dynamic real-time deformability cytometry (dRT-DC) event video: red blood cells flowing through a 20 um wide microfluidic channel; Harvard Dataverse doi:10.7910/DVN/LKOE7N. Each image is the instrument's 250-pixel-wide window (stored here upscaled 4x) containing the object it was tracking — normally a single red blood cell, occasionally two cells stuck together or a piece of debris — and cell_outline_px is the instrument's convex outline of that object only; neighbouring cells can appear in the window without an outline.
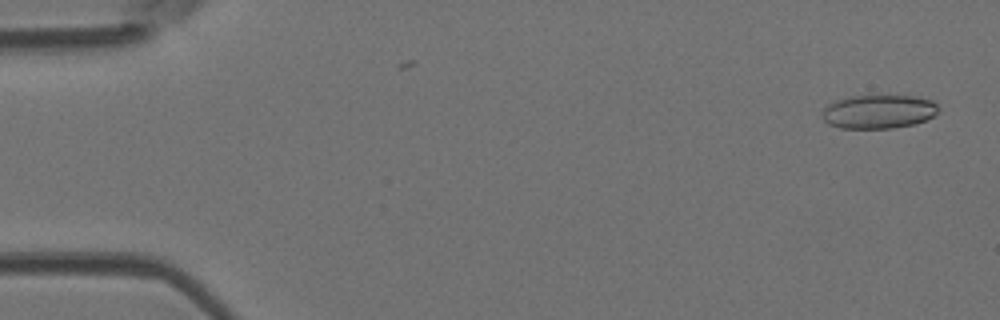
{"species": "Egyptian fruit bat (a non-hibernating species)", "species_latin": "Rousettus aegyptiacus", "temperature_condition": "room temperature", "stored_images_in_passage": 23, "camera_frame_rate_fps": 3000, "um_per_image_px": 0.085, "animal": {"sex": "female"}, "frame": {"image": 1, "passage_image": 1, "time_ms": 0.0, "image_size_px": [1000, 320], "cell_outline_px": [[940, 112], [916, 124], [892, 128], [840, 128], [828, 124], [824, 120], [824, 108], [828, 104], [836, 100], [848, 96], [916, 96], [932, 100], [940, 108]], "centroid_in_image_um": [74.71, 9.49], "position_along_channel_um": 10.3, "area_um2": 22.89}}
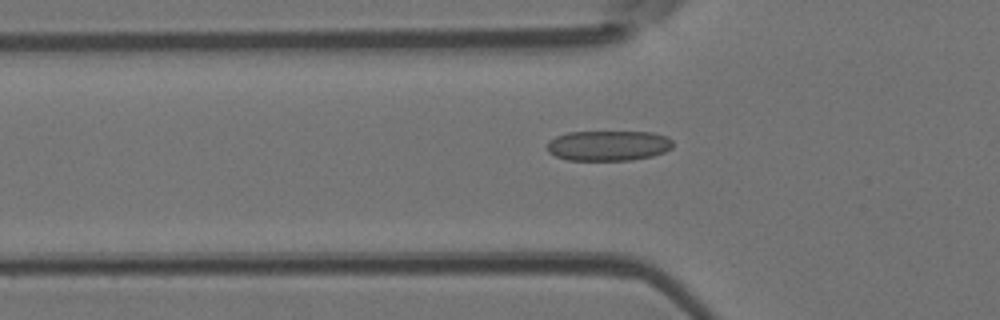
{"frame": {"image": 2, "passage_image": 16, "time_ms": 5.0, "image_size_px": [1000, 320], "cell_outline_px": [[672, 148], [664, 152], [652, 156], [632, 160], [568, 160], [556, 156], [548, 152], [548, 140], [556, 136], [568, 132], [652, 132], [668, 136], [672, 140]], "centroid_in_image_um": [51.72, 12.37], "position_along_channel_um": 74.1, "area_um2": 22.25}}
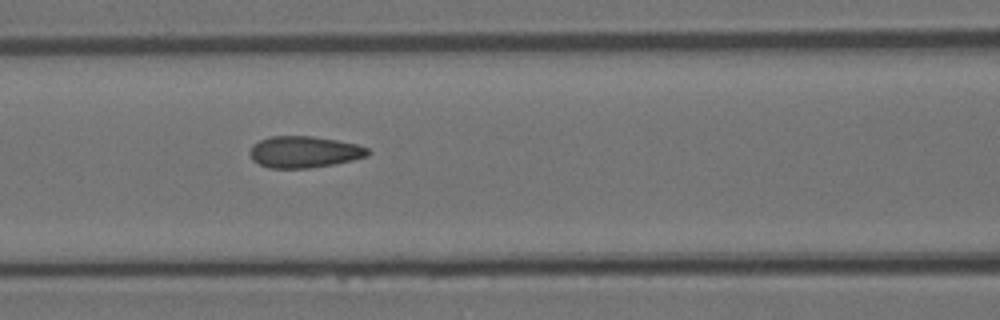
{"frame": {"image": 3, "passage_image": 21, "time_ms": 6.667, "image_size_px": [1000, 320], "cell_outline_px": [[372, 152], [368, 156], [336, 164], [308, 168], [268, 168], [252, 160], [248, 152], [252, 144], [260, 140], [272, 136], [312, 136], [336, 140], [356, 144], [368, 148]], "centroid_in_image_um": [25.85, 12.92], "position_along_channel_um": 140.8, "area_um2": 21.85}}